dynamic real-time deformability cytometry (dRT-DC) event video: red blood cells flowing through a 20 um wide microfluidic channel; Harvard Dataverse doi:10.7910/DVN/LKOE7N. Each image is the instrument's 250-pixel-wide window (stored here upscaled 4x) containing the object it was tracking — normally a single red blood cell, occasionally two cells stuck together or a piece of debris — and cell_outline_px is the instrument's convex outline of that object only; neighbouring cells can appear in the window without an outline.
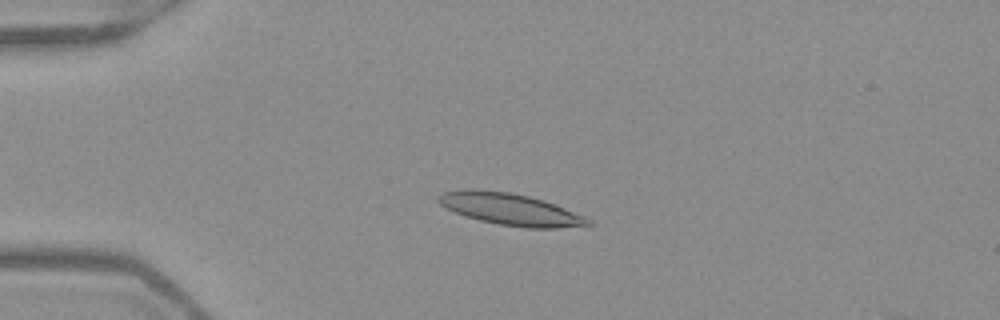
{"species": "Egyptian fruit bat (a non-hibernating species)", "species_latin": "Rousettus aegyptiacus", "temperature_condition": "warm", "stored_images_in_passage": 41, "camera_frame_rate_fps": 3000, "um_per_image_px": 0.085, "frame": {"image": 1, "passage_image": 2, "time_ms": 0.333, "image_size_px": [1000, 320], "cell_outline_px": [[592, 224], [556, 228], [528, 228], [500, 224], [480, 220], [464, 216], [440, 204], [436, 200], [436, 196], [444, 192], [472, 188], [476, 188], [512, 192], [544, 200], [584, 216], [592, 220]], "centroid_in_image_um": [43.34, 17.77], "position_along_channel_um": 41.7, "area_um2": 27.63}}
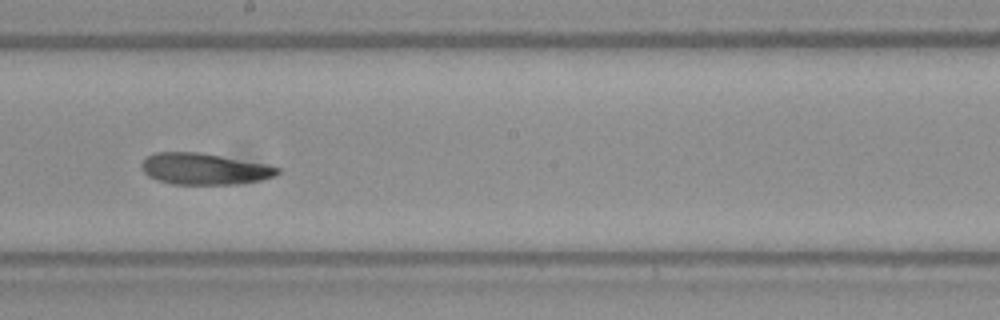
{"frame": {"image": 2, "passage_image": 19, "time_ms": 6.0, "image_size_px": [1000, 320], "cell_outline_px": [[280, 172], [276, 176], [260, 180], [232, 184], [172, 184], [156, 180], [148, 176], [144, 172], [140, 164], [148, 156], [156, 152], [200, 152], [268, 164], [280, 168]], "centroid_in_image_um": [17.37, 14.35], "position_along_channel_um": 230.8, "area_um2": 24.91}}
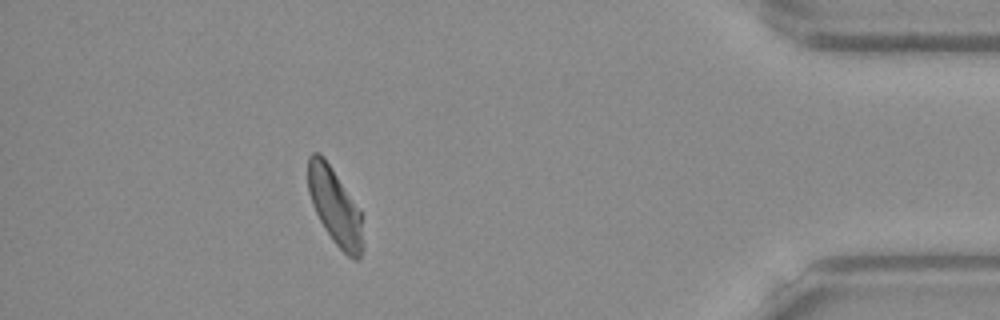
{"frame": {"image": 3, "passage_image": 36, "time_ms": 11.667, "image_size_px": [1000, 320], "cell_outline_px": [[364, 248], [360, 256], [356, 260], [352, 260], [332, 240], [324, 228], [312, 204], [308, 192], [308, 156], [312, 152], [320, 152], [324, 156], [360, 208], [364, 244]], "centroid_in_image_um": [28.48, 17.55], "position_along_channel_um": 406.7, "area_um2": 24.8}, "authors_computed_cell_mechanics": {"area_um2": 25.3164, "velocity_mm_per_s": 3.9057, "shape_relaxation_time_tau1_ms": 6.8658, "shape_relaxation_time_tau2_ms": 4.1457, "deformation_change_tau1": 0.1868, "deformation_change_tau2": 0.0922}}